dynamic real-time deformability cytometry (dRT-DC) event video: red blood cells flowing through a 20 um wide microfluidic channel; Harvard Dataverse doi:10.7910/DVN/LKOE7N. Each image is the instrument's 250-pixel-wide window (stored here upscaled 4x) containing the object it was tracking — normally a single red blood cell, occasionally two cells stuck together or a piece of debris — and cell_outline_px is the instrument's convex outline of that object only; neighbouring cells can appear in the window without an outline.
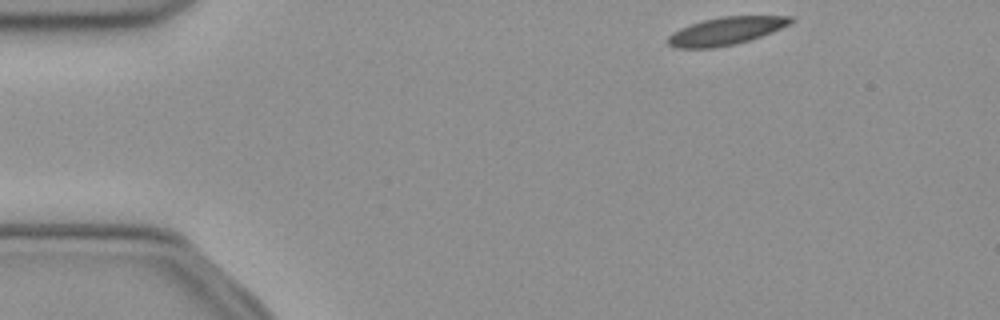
{"species": "common noctule bat (a hibernating species)", "species_latin": "Nyctalus noctula", "temperature_condition": "cold", "stored_images_in_passage": 46, "camera_frame_rate_fps": 3000, "um_per_image_px": 0.085, "animal": {"sex": "female", "body_mass_g": 21.9}, "frame": {"image": 1, "passage_image": 1, "time_ms": 0.0, "image_size_px": [1000, 320], "cell_outline_px": [[792, 20], [788, 24], [772, 32], [752, 40], [736, 44], [716, 48], [676, 48], [668, 44], [664, 40], [672, 32], [680, 28], [704, 20], [720, 16], [792, 16]], "centroid_in_image_um": [61.65, 2.65], "position_along_channel_um": 23.4, "area_um2": 19.94}}
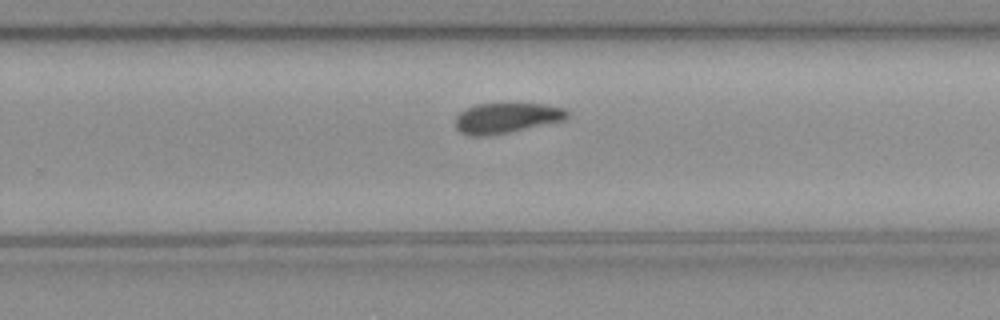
{"frame": {"image": 2, "passage_image": 27, "time_ms": 8.667, "image_size_px": [1000, 320], "cell_outline_px": [[568, 116], [564, 120], [508, 132], [488, 136], [468, 136], [460, 132], [456, 128], [456, 116], [460, 112], [476, 104], [544, 104], [564, 108], [568, 112]], "centroid_in_image_um": [43.02, 10.03], "position_along_channel_um": 286.8, "area_um2": 19.54}}
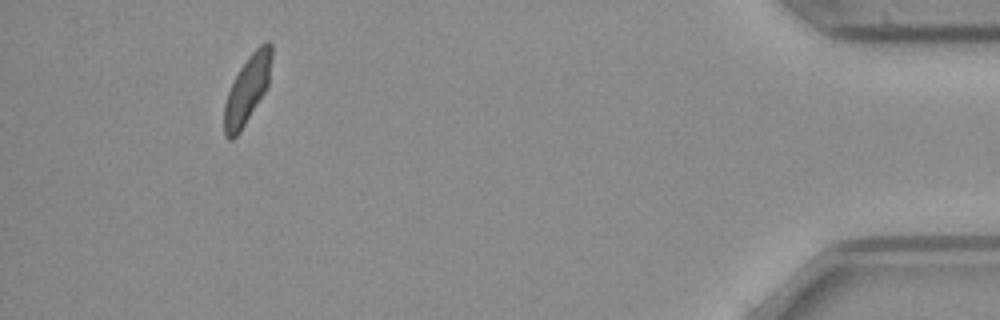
{"frame": {"image": 3, "passage_image": 42, "time_ms": 13.667, "image_size_px": [1000, 320], "cell_outline_px": [[272, 56], [268, 88], [240, 132], [232, 140], [228, 140], [224, 136], [224, 104], [228, 92], [240, 68], [248, 56], [260, 44], [268, 40], [272, 44]], "centroid_in_image_um": [21.03, 7.62], "position_along_channel_um": 414.2, "area_um2": 18.9}, "authors_computed_cell_mechanics": {"area_um2": 20.0277, "velocity_mm_per_s": 3.9257, "shape_relaxation_time_tau1_ms": 5.718, "shape_relaxation_time_tau2_ms": 4.5012, "deformation_change_tau1": 0.1381, "deformation_change_tau2": 0.0781}}